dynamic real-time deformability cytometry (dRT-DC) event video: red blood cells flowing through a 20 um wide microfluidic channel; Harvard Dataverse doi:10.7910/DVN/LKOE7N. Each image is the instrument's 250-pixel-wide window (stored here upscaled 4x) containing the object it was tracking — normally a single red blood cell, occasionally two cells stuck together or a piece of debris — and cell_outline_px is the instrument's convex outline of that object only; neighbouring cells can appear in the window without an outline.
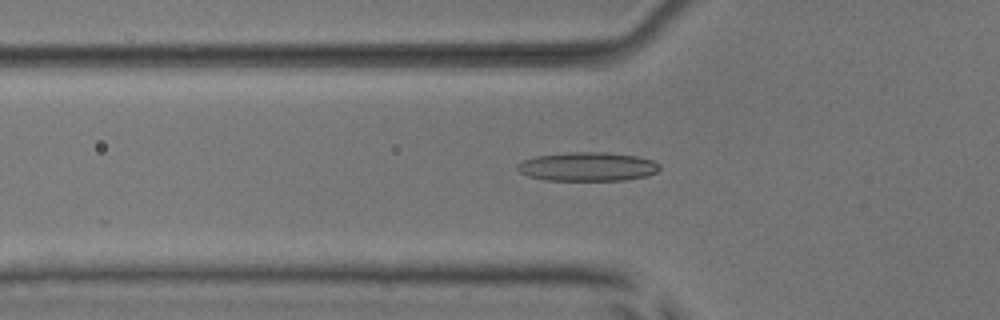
{"species": "common noctule bat (a hibernating species)", "species_latin": "Nyctalus noctula", "temperature_condition": "room temperature", "stored_images_in_passage": 9, "camera_frame_rate_fps": 3000, "um_per_image_px": 0.085, "animal": {"sex": "male", "body_mass_g": 17.9, "forearm_length_mm": 54.2}, "frame": {"image": 1, "passage_image": 3, "time_ms": 0.667, "image_size_px": [1000, 320], "cell_outline_px": [[660, 168], [656, 172], [644, 176], [624, 180], [544, 180], [528, 176], [520, 172], [516, 168], [516, 164], [524, 160], [536, 156], [568, 152], [608, 152], [636, 156], [652, 160], [660, 164]], "centroid_in_image_um": [49.92, 14.16], "position_along_channel_um": 75.9, "area_um2": 23.93}}
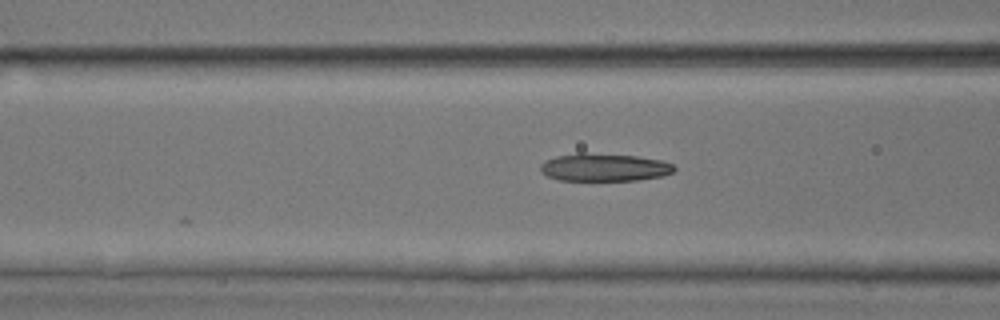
{"frame": {"image": 2, "passage_image": 6, "time_ms": 1.667, "image_size_px": [1000, 320], "cell_outline_px": [[676, 168], [672, 172], [664, 176], [636, 180], [560, 180], [548, 176], [540, 172], [540, 164], [544, 160], [556, 156], [580, 152], [584, 152], [636, 156], [660, 160], [672, 164]], "centroid_in_image_um": [51.33, 14.21], "position_along_channel_um": 115.3, "area_um2": 21.73}}